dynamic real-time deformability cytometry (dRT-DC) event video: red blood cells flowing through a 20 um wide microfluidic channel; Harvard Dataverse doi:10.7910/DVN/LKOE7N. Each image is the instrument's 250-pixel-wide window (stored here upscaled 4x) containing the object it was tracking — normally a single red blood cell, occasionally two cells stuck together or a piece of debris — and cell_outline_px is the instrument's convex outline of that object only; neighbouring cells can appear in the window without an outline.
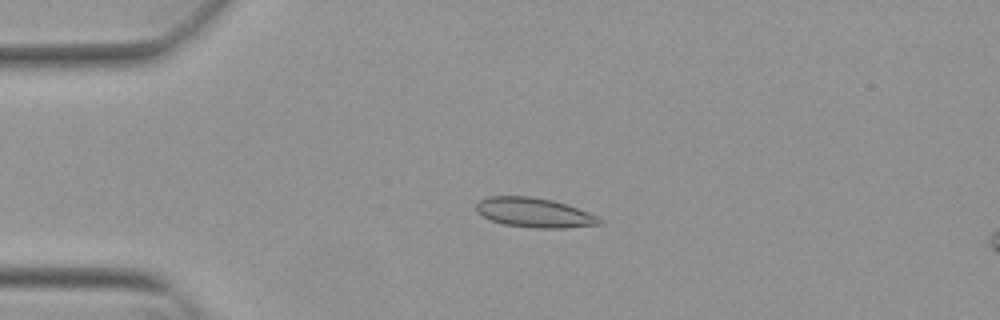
{"species": "Egyptian fruit bat (a non-hibernating species)", "species_latin": "Rousettus aegyptiacus", "temperature_condition": "warm", "stored_images_in_passage": 53, "camera_frame_rate_fps": 3000, "um_per_image_px": 0.085, "animal": {"sex": "female"}, "frame": {"image": 1, "passage_image": 13, "time_ms": 4.0, "image_size_px": [1000, 320], "cell_outline_px": [[604, 224], [564, 228], [536, 228], [504, 224], [492, 220], [476, 212], [476, 204], [480, 200], [488, 196], [532, 196], [552, 200], [588, 212], [604, 220]], "centroid_in_image_um": [45.42, 18.07], "position_along_channel_um": 39.6, "area_um2": 21.15}}
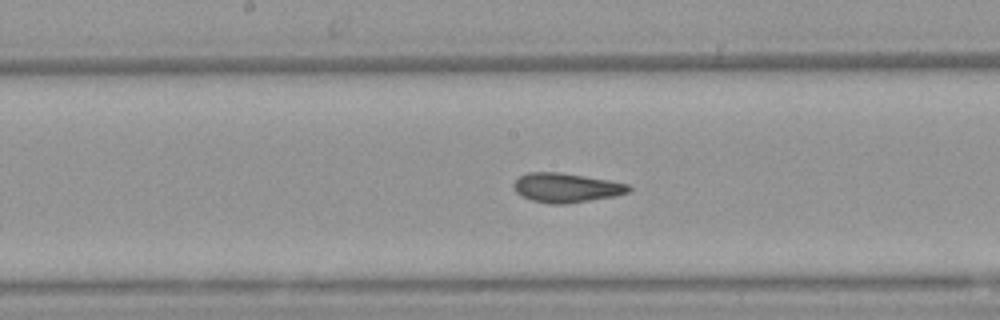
{"frame": {"image": 2, "passage_image": 28, "time_ms": 9.0, "image_size_px": [1000, 320], "cell_outline_px": [[632, 188], [628, 192], [616, 196], [568, 204], [548, 204], [532, 200], [520, 196], [516, 192], [512, 184], [520, 176], [528, 172], [560, 172], [608, 180], [628, 184]], "centroid_in_image_um": [48.11, 15.97], "position_along_channel_um": 200.1, "area_um2": 19.77}}
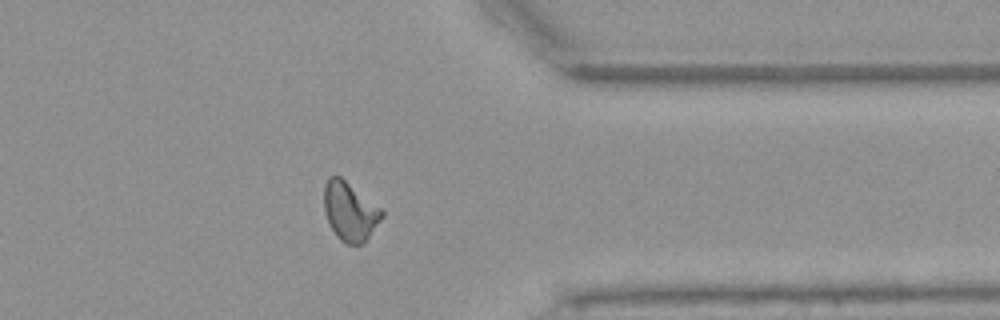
{"frame": {"image": 3, "passage_image": 43, "time_ms": 14.0, "image_size_px": [1000, 320], "cell_outline_px": [[384, 216], [368, 236], [360, 244], [348, 244], [340, 240], [336, 236], [324, 212], [324, 184], [328, 176], [340, 176], [380, 208], [384, 212]], "centroid_in_image_um": [29.71, 17.95], "position_along_channel_um": 381.7, "area_um2": 19.42}, "authors_computed_cell_mechanics": {"area_um2": 19.8832, "velocity_mm_per_s": 3.834, "shape_relaxation_time_tau1_ms": null, "shape_relaxation_time_tau2_ms": 2.1785, "deformation_change_tau1": null, "deformation_change_tau2": 0.0957}}